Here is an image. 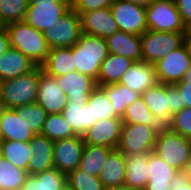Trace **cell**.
<instances>
[{"instance_id":"7402d4cb","label":"cell","mask_w":191,"mask_h":190,"mask_svg":"<svg viewBox=\"0 0 191 190\" xmlns=\"http://www.w3.org/2000/svg\"><path fill=\"white\" fill-rule=\"evenodd\" d=\"M106 43L110 54L130 58L134 62L142 61L141 35L118 31L108 36Z\"/></svg>"},{"instance_id":"1f68e13d","label":"cell","mask_w":191,"mask_h":190,"mask_svg":"<svg viewBox=\"0 0 191 190\" xmlns=\"http://www.w3.org/2000/svg\"><path fill=\"white\" fill-rule=\"evenodd\" d=\"M121 119L123 124L147 125L156 127L158 130L161 129L153 113L145 105L142 96L126 107L125 113Z\"/></svg>"},{"instance_id":"ffe728a7","label":"cell","mask_w":191,"mask_h":190,"mask_svg":"<svg viewBox=\"0 0 191 190\" xmlns=\"http://www.w3.org/2000/svg\"><path fill=\"white\" fill-rule=\"evenodd\" d=\"M38 65L20 50L9 47L0 57V82L16 78L33 71Z\"/></svg>"},{"instance_id":"9f6ffc18","label":"cell","mask_w":191,"mask_h":190,"mask_svg":"<svg viewBox=\"0 0 191 190\" xmlns=\"http://www.w3.org/2000/svg\"><path fill=\"white\" fill-rule=\"evenodd\" d=\"M186 33L191 36V24L186 27Z\"/></svg>"},{"instance_id":"7dc6e473","label":"cell","mask_w":191,"mask_h":190,"mask_svg":"<svg viewBox=\"0 0 191 190\" xmlns=\"http://www.w3.org/2000/svg\"><path fill=\"white\" fill-rule=\"evenodd\" d=\"M9 47V35L7 28H5L4 30L0 31V57L8 50Z\"/></svg>"},{"instance_id":"816d5d0a","label":"cell","mask_w":191,"mask_h":190,"mask_svg":"<svg viewBox=\"0 0 191 190\" xmlns=\"http://www.w3.org/2000/svg\"><path fill=\"white\" fill-rule=\"evenodd\" d=\"M183 171L190 177L191 179V154L189 159L186 161L185 167Z\"/></svg>"},{"instance_id":"74e56055","label":"cell","mask_w":191,"mask_h":190,"mask_svg":"<svg viewBox=\"0 0 191 190\" xmlns=\"http://www.w3.org/2000/svg\"><path fill=\"white\" fill-rule=\"evenodd\" d=\"M24 120L28 128L35 134H41L47 112L36 102L23 106Z\"/></svg>"},{"instance_id":"484cf974","label":"cell","mask_w":191,"mask_h":190,"mask_svg":"<svg viewBox=\"0 0 191 190\" xmlns=\"http://www.w3.org/2000/svg\"><path fill=\"white\" fill-rule=\"evenodd\" d=\"M149 153L126 156L125 185L136 189H145L149 180Z\"/></svg>"},{"instance_id":"60d3db41","label":"cell","mask_w":191,"mask_h":190,"mask_svg":"<svg viewBox=\"0 0 191 190\" xmlns=\"http://www.w3.org/2000/svg\"><path fill=\"white\" fill-rule=\"evenodd\" d=\"M116 0H73L71 8L80 16L82 13L110 8Z\"/></svg>"},{"instance_id":"f907efd6","label":"cell","mask_w":191,"mask_h":190,"mask_svg":"<svg viewBox=\"0 0 191 190\" xmlns=\"http://www.w3.org/2000/svg\"><path fill=\"white\" fill-rule=\"evenodd\" d=\"M105 190H144V189H136V188H132V187H129L128 185L123 184V185L108 188V189H105Z\"/></svg>"},{"instance_id":"7c38bea8","label":"cell","mask_w":191,"mask_h":190,"mask_svg":"<svg viewBox=\"0 0 191 190\" xmlns=\"http://www.w3.org/2000/svg\"><path fill=\"white\" fill-rule=\"evenodd\" d=\"M84 145L85 143L82 135H75L54 141V168L65 174L78 168Z\"/></svg>"},{"instance_id":"f6af8a7d","label":"cell","mask_w":191,"mask_h":190,"mask_svg":"<svg viewBox=\"0 0 191 190\" xmlns=\"http://www.w3.org/2000/svg\"><path fill=\"white\" fill-rule=\"evenodd\" d=\"M184 25L191 24V0H174Z\"/></svg>"},{"instance_id":"83f0119b","label":"cell","mask_w":191,"mask_h":190,"mask_svg":"<svg viewBox=\"0 0 191 190\" xmlns=\"http://www.w3.org/2000/svg\"><path fill=\"white\" fill-rule=\"evenodd\" d=\"M61 114L77 135L83 136L97 122L92 121L91 107H88V103L78 106L73 101H67Z\"/></svg>"},{"instance_id":"9c48e42d","label":"cell","mask_w":191,"mask_h":190,"mask_svg":"<svg viewBox=\"0 0 191 190\" xmlns=\"http://www.w3.org/2000/svg\"><path fill=\"white\" fill-rule=\"evenodd\" d=\"M158 83L174 85L183 80L185 73L191 66V58L184 44L166 54L155 64Z\"/></svg>"},{"instance_id":"30bf717a","label":"cell","mask_w":191,"mask_h":190,"mask_svg":"<svg viewBox=\"0 0 191 190\" xmlns=\"http://www.w3.org/2000/svg\"><path fill=\"white\" fill-rule=\"evenodd\" d=\"M110 9L119 31L141 35L147 30L145 6L116 0Z\"/></svg>"},{"instance_id":"7bdbcfd3","label":"cell","mask_w":191,"mask_h":190,"mask_svg":"<svg viewBox=\"0 0 191 190\" xmlns=\"http://www.w3.org/2000/svg\"><path fill=\"white\" fill-rule=\"evenodd\" d=\"M170 190H191V179L184 171H178L170 182Z\"/></svg>"},{"instance_id":"836d02e7","label":"cell","mask_w":191,"mask_h":190,"mask_svg":"<svg viewBox=\"0 0 191 190\" xmlns=\"http://www.w3.org/2000/svg\"><path fill=\"white\" fill-rule=\"evenodd\" d=\"M27 171L12 165L7 159H0V190H21Z\"/></svg>"},{"instance_id":"d590c367","label":"cell","mask_w":191,"mask_h":190,"mask_svg":"<svg viewBox=\"0 0 191 190\" xmlns=\"http://www.w3.org/2000/svg\"><path fill=\"white\" fill-rule=\"evenodd\" d=\"M66 183L72 190H105L98 176L76 168L66 174Z\"/></svg>"},{"instance_id":"bcb514c9","label":"cell","mask_w":191,"mask_h":190,"mask_svg":"<svg viewBox=\"0 0 191 190\" xmlns=\"http://www.w3.org/2000/svg\"><path fill=\"white\" fill-rule=\"evenodd\" d=\"M21 190H44L43 178H37L35 175H27Z\"/></svg>"},{"instance_id":"cb8c5ba5","label":"cell","mask_w":191,"mask_h":190,"mask_svg":"<svg viewBox=\"0 0 191 190\" xmlns=\"http://www.w3.org/2000/svg\"><path fill=\"white\" fill-rule=\"evenodd\" d=\"M149 180L144 190H170V182L178 172L153 151L148 158Z\"/></svg>"},{"instance_id":"d6a6232c","label":"cell","mask_w":191,"mask_h":190,"mask_svg":"<svg viewBox=\"0 0 191 190\" xmlns=\"http://www.w3.org/2000/svg\"><path fill=\"white\" fill-rule=\"evenodd\" d=\"M87 103L88 107H91L92 121L120 118L114 113L111 101L100 86L91 92Z\"/></svg>"},{"instance_id":"f1b7e54d","label":"cell","mask_w":191,"mask_h":190,"mask_svg":"<svg viewBox=\"0 0 191 190\" xmlns=\"http://www.w3.org/2000/svg\"><path fill=\"white\" fill-rule=\"evenodd\" d=\"M111 101L114 113L122 118L126 107L135 102L141 95L119 83L100 86Z\"/></svg>"},{"instance_id":"f546056e","label":"cell","mask_w":191,"mask_h":190,"mask_svg":"<svg viewBox=\"0 0 191 190\" xmlns=\"http://www.w3.org/2000/svg\"><path fill=\"white\" fill-rule=\"evenodd\" d=\"M112 148L85 144L79 162V169L90 175L99 176L106 157Z\"/></svg>"},{"instance_id":"d6986e66","label":"cell","mask_w":191,"mask_h":190,"mask_svg":"<svg viewBox=\"0 0 191 190\" xmlns=\"http://www.w3.org/2000/svg\"><path fill=\"white\" fill-rule=\"evenodd\" d=\"M158 83L155 66L144 61L134 62L122 75L119 84L142 95L148 88Z\"/></svg>"},{"instance_id":"5bb4252c","label":"cell","mask_w":191,"mask_h":190,"mask_svg":"<svg viewBox=\"0 0 191 190\" xmlns=\"http://www.w3.org/2000/svg\"><path fill=\"white\" fill-rule=\"evenodd\" d=\"M55 78L68 101L78 106L86 104L91 92L97 87L95 79L76 70Z\"/></svg>"},{"instance_id":"2e32d148","label":"cell","mask_w":191,"mask_h":190,"mask_svg":"<svg viewBox=\"0 0 191 190\" xmlns=\"http://www.w3.org/2000/svg\"><path fill=\"white\" fill-rule=\"evenodd\" d=\"M122 125L123 121L121 118H109L97 121L83 134L84 143L116 149L119 143Z\"/></svg>"},{"instance_id":"8992f818","label":"cell","mask_w":191,"mask_h":190,"mask_svg":"<svg viewBox=\"0 0 191 190\" xmlns=\"http://www.w3.org/2000/svg\"><path fill=\"white\" fill-rule=\"evenodd\" d=\"M159 130L153 126L123 124L117 149L125 156L154 150Z\"/></svg>"},{"instance_id":"ee69618b","label":"cell","mask_w":191,"mask_h":190,"mask_svg":"<svg viewBox=\"0 0 191 190\" xmlns=\"http://www.w3.org/2000/svg\"><path fill=\"white\" fill-rule=\"evenodd\" d=\"M181 94L185 108H191V80H182L174 84Z\"/></svg>"},{"instance_id":"9a60e30c","label":"cell","mask_w":191,"mask_h":190,"mask_svg":"<svg viewBox=\"0 0 191 190\" xmlns=\"http://www.w3.org/2000/svg\"><path fill=\"white\" fill-rule=\"evenodd\" d=\"M68 101L67 96L59 87L54 76L42 71L40 67V79L36 103L40 105L47 114L61 113Z\"/></svg>"},{"instance_id":"8fae6325","label":"cell","mask_w":191,"mask_h":190,"mask_svg":"<svg viewBox=\"0 0 191 190\" xmlns=\"http://www.w3.org/2000/svg\"><path fill=\"white\" fill-rule=\"evenodd\" d=\"M70 9V2H38L35 5H28L24 21L38 31L44 32L58 23Z\"/></svg>"},{"instance_id":"f5cc1de1","label":"cell","mask_w":191,"mask_h":190,"mask_svg":"<svg viewBox=\"0 0 191 190\" xmlns=\"http://www.w3.org/2000/svg\"><path fill=\"white\" fill-rule=\"evenodd\" d=\"M38 2H69L68 0H29V5H35Z\"/></svg>"},{"instance_id":"91938a15","label":"cell","mask_w":191,"mask_h":190,"mask_svg":"<svg viewBox=\"0 0 191 190\" xmlns=\"http://www.w3.org/2000/svg\"><path fill=\"white\" fill-rule=\"evenodd\" d=\"M2 108V103H1V91H0V109Z\"/></svg>"},{"instance_id":"603a6c76","label":"cell","mask_w":191,"mask_h":190,"mask_svg":"<svg viewBox=\"0 0 191 190\" xmlns=\"http://www.w3.org/2000/svg\"><path fill=\"white\" fill-rule=\"evenodd\" d=\"M126 156L117 148L112 149L105 159L99 178L105 189L125 183Z\"/></svg>"},{"instance_id":"ab89813d","label":"cell","mask_w":191,"mask_h":190,"mask_svg":"<svg viewBox=\"0 0 191 190\" xmlns=\"http://www.w3.org/2000/svg\"><path fill=\"white\" fill-rule=\"evenodd\" d=\"M37 178H43L44 190H60L66 186V174L54 167L34 174Z\"/></svg>"},{"instance_id":"4dcf8cb0","label":"cell","mask_w":191,"mask_h":190,"mask_svg":"<svg viewBox=\"0 0 191 190\" xmlns=\"http://www.w3.org/2000/svg\"><path fill=\"white\" fill-rule=\"evenodd\" d=\"M2 157L7 159L12 165L19 167L28 174V162L32 156L29 142H19L12 140L1 141Z\"/></svg>"},{"instance_id":"44dd1931","label":"cell","mask_w":191,"mask_h":190,"mask_svg":"<svg viewBox=\"0 0 191 190\" xmlns=\"http://www.w3.org/2000/svg\"><path fill=\"white\" fill-rule=\"evenodd\" d=\"M53 144L46 136L36 134L29 142L32 156L28 162V175H34L54 167Z\"/></svg>"},{"instance_id":"4fadbf2b","label":"cell","mask_w":191,"mask_h":190,"mask_svg":"<svg viewBox=\"0 0 191 190\" xmlns=\"http://www.w3.org/2000/svg\"><path fill=\"white\" fill-rule=\"evenodd\" d=\"M36 134L28 128L24 120L23 106L0 109L1 141L12 140L30 142Z\"/></svg>"},{"instance_id":"b9f144b4","label":"cell","mask_w":191,"mask_h":190,"mask_svg":"<svg viewBox=\"0 0 191 190\" xmlns=\"http://www.w3.org/2000/svg\"><path fill=\"white\" fill-rule=\"evenodd\" d=\"M185 108L182 103L181 94L175 85H169V113L173 116Z\"/></svg>"},{"instance_id":"681fc988","label":"cell","mask_w":191,"mask_h":190,"mask_svg":"<svg viewBox=\"0 0 191 190\" xmlns=\"http://www.w3.org/2000/svg\"><path fill=\"white\" fill-rule=\"evenodd\" d=\"M123 1L139 4L146 7L149 4H151L154 0H123Z\"/></svg>"},{"instance_id":"db71d44e","label":"cell","mask_w":191,"mask_h":190,"mask_svg":"<svg viewBox=\"0 0 191 190\" xmlns=\"http://www.w3.org/2000/svg\"><path fill=\"white\" fill-rule=\"evenodd\" d=\"M183 80H191V66L189 67V69L185 73Z\"/></svg>"},{"instance_id":"d4e9b609","label":"cell","mask_w":191,"mask_h":190,"mask_svg":"<svg viewBox=\"0 0 191 190\" xmlns=\"http://www.w3.org/2000/svg\"><path fill=\"white\" fill-rule=\"evenodd\" d=\"M40 67L43 72L54 77L75 71L72 47L50 48L48 57Z\"/></svg>"},{"instance_id":"e575fe53","label":"cell","mask_w":191,"mask_h":190,"mask_svg":"<svg viewBox=\"0 0 191 190\" xmlns=\"http://www.w3.org/2000/svg\"><path fill=\"white\" fill-rule=\"evenodd\" d=\"M41 135L46 136L49 140L56 141L77 135L67 123L61 113L48 114L44 122Z\"/></svg>"},{"instance_id":"5b68a950","label":"cell","mask_w":191,"mask_h":190,"mask_svg":"<svg viewBox=\"0 0 191 190\" xmlns=\"http://www.w3.org/2000/svg\"><path fill=\"white\" fill-rule=\"evenodd\" d=\"M146 18L148 30L186 33L174 0H154L146 6Z\"/></svg>"},{"instance_id":"680465c9","label":"cell","mask_w":191,"mask_h":190,"mask_svg":"<svg viewBox=\"0 0 191 190\" xmlns=\"http://www.w3.org/2000/svg\"><path fill=\"white\" fill-rule=\"evenodd\" d=\"M2 158V148H1V141H0V159Z\"/></svg>"},{"instance_id":"e0dca14e","label":"cell","mask_w":191,"mask_h":190,"mask_svg":"<svg viewBox=\"0 0 191 190\" xmlns=\"http://www.w3.org/2000/svg\"><path fill=\"white\" fill-rule=\"evenodd\" d=\"M82 33L107 38L118 32V26L110 8H102L80 15Z\"/></svg>"},{"instance_id":"6da1fadb","label":"cell","mask_w":191,"mask_h":190,"mask_svg":"<svg viewBox=\"0 0 191 190\" xmlns=\"http://www.w3.org/2000/svg\"><path fill=\"white\" fill-rule=\"evenodd\" d=\"M6 28L10 47L20 50L38 66L46 60L50 48L43 32L38 31L25 21L9 23Z\"/></svg>"},{"instance_id":"3957f363","label":"cell","mask_w":191,"mask_h":190,"mask_svg":"<svg viewBox=\"0 0 191 190\" xmlns=\"http://www.w3.org/2000/svg\"><path fill=\"white\" fill-rule=\"evenodd\" d=\"M40 66L13 79L0 82L1 103L4 108H16L36 102Z\"/></svg>"},{"instance_id":"7a4b0ae2","label":"cell","mask_w":191,"mask_h":190,"mask_svg":"<svg viewBox=\"0 0 191 190\" xmlns=\"http://www.w3.org/2000/svg\"><path fill=\"white\" fill-rule=\"evenodd\" d=\"M75 70L97 80L101 63L109 54L106 39L82 33L72 46Z\"/></svg>"},{"instance_id":"6f0895ef","label":"cell","mask_w":191,"mask_h":190,"mask_svg":"<svg viewBox=\"0 0 191 190\" xmlns=\"http://www.w3.org/2000/svg\"><path fill=\"white\" fill-rule=\"evenodd\" d=\"M60 190H72L67 184H66V186H64L62 189H60Z\"/></svg>"},{"instance_id":"277c9868","label":"cell","mask_w":191,"mask_h":190,"mask_svg":"<svg viewBox=\"0 0 191 190\" xmlns=\"http://www.w3.org/2000/svg\"><path fill=\"white\" fill-rule=\"evenodd\" d=\"M169 166L183 171L191 154V139L185 138L169 128H161L153 150Z\"/></svg>"},{"instance_id":"8d00e7d4","label":"cell","mask_w":191,"mask_h":190,"mask_svg":"<svg viewBox=\"0 0 191 190\" xmlns=\"http://www.w3.org/2000/svg\"><path fill=\"white\" fill-rule=\"evenodd\" d=\"M29 0H0V19L7 25L24 21Z\"/></svg>"},{"instance_id":"ac0fdd59","label":"cell","mask_w":191,"mask_h":190,"mask_svg":"<svg viewBox=\"0 0 191 190\" xmlns=\"http://www.w3.org/2000/svg\"><path fill=\"white\" fill-rule=\"evenodd\" d=\"M145 105L153 113L161 128L171 125L172 115L169 113V85L157 83L148 88L142 95Z\"/></svg>"},{"instance_id":"52a82bcc","label":"cell","mask_w":191,"mask_h":190,"mask_svg":"<svg viewBox=\"0 0 191 190\" xmlns=\"http://www.w3.org/2000/svg\"><path fill=\"white\" fill-rule=\"evenodd\" d=\"M185 33L146 30L141 34L142 61L155 64L183 44Z\"/></svg>"},{"instance_id":"f35d334b","label":"cell","mask_w":191,"mask_h":190,"mask_svg":"<svg viewBox=\"0 0 191 190\" xmlns=\"http://www.w3.org/2000/svg\"><path fill=\"white\" fill-rule=\"evenodd\" d=\"M168 128L185 138L191 139V108H183L175 113Z\"/></svg>"},{"instance_id":"4316f807","label":"cell","mask_w":191,"mask_h":190,"mask_svg":"<svg viewBox=\"0 0 191 190\" xmlns=\"http://www.w3.org/2000/svg\"><path fill=\"white\" fill-rule=\"evenodd\" d=\"M133 63L134 61L130 58L109 53L101 63L100 72L96 80L97 86L119 83L122 75Z\"/></svg>"},{"instance_id":"ba28073f","label":"cell","mask_w":191,"mask_h":190,"mask_svg":"<svg viewBox=\"0 0 191 190\" xmlns=\"http://www.w3.org/2000/svg\"><path fill=\"white\" fill-rule=\"evenodd\" d=\"M82 34L80 16L71 8L58 23L43 32L49 48L72 47Z\"/></svg>"},{"instance_id":"c3c4849f","label":"cell","mask_w":191,"mask_h":190,"mask_svg":"<svg viewBox=\"0 0 191 190\" xmlns=\"http://www.w3.org/2000/svg\"><path fill=\"white\" fill-rule=\"evenodd\" d=\"M183 44L185 45L188 55L191 58V36H189L187 33L184 35Z\"/></svg>"},{"instance_id":"11a10c76","label":"cell","mask_w":191,"mask_h":190,"mask_svg":"<svg viewBox=\"0 0 191 190\" xmlns=\"http://www.w3.org/2000/svg\"><path fill=\"white\" fill-rule=\"evenodd\" d=\"M6 28V24L0 19V31Z\"/></svg>"}]
</instances>
